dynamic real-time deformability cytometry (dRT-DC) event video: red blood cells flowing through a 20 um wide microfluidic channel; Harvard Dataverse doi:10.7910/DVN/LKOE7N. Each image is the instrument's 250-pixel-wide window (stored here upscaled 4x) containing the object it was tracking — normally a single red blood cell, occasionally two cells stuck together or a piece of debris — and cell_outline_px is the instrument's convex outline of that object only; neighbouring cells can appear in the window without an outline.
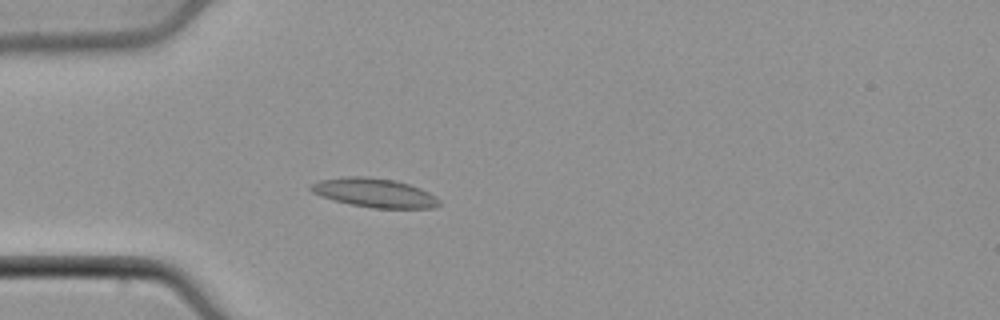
{"species": "common noctule bat (a hibernating species)", "species_latin": "Nyctalus noctula", "temperature_condition": "cold", "stored_images_in_passage": 50, "camera_frame_rate_fps": 3000, "um_per_image_px": 0.085, "animal": {"sex": "male", "body_mass_g": 21.5, "forearm_length_mm": 52.0}, "frame": {"image": 1, "passage_image": 15, "time_ms": 4.667, "image_size_px": [1000, 320], "cell_outline_px": [[440, 204], [436, 208], [372, 208], [352, 204], [320, 196], [312, 192], [308, 188], [312, 184], [320, 180], [348, 176], [364, 176], [392, 180], [408, 184], [420, 188], [436, 196], [440, 200]], "centroid_in_image_um": [31.85, 16.39], "position_along_channel_um": 53.2, "area_um2": 21.5}}
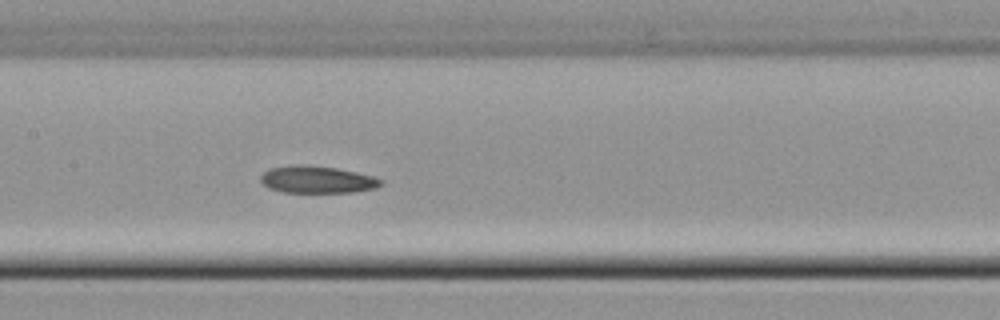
{"frame": {"image": 2, "passage_image": 25, "time_ms": 8.0, "image_size_px": [1000, 320], "cell_outline_px": [[384, 184], [376, 188], [352, 192], [284, 192], [268, 188], [260, 180], [260, 176], [264, 172], [272, 168], [336, 168], [372, 176], [384, 180]], "centroid_in_image_um": [27.04, 15.33], "position_along_channel_um": 180.4, "area_um2": 17.92}}
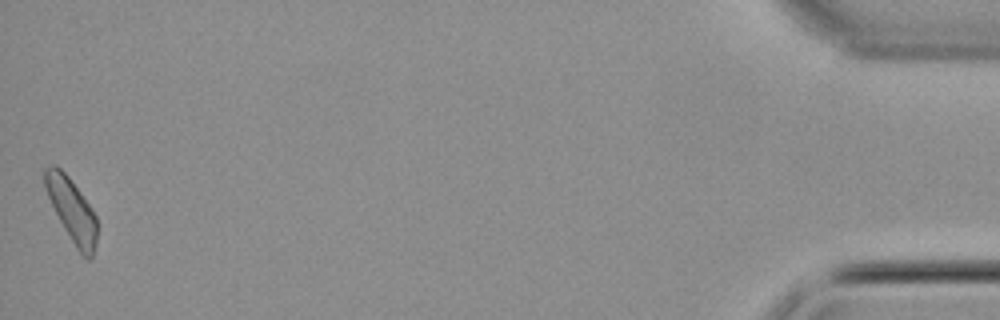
{"frame": {"image": 3, "passage_image": 50, "time_ms": 16.333, "image_size_px": [1000, 320], "cell_outline_px": [[96, 244], [92, 256], [88, 260], [80, 256], [64, 228], [44, 188], [44, 168], [48, 164], [56, 164], [68, 176], [80, 192], [96, 216]], "centroid_in_image_um": [6.08, 17.86], "position_along_channel_um": 429.1, "area_um2": 19.07}}